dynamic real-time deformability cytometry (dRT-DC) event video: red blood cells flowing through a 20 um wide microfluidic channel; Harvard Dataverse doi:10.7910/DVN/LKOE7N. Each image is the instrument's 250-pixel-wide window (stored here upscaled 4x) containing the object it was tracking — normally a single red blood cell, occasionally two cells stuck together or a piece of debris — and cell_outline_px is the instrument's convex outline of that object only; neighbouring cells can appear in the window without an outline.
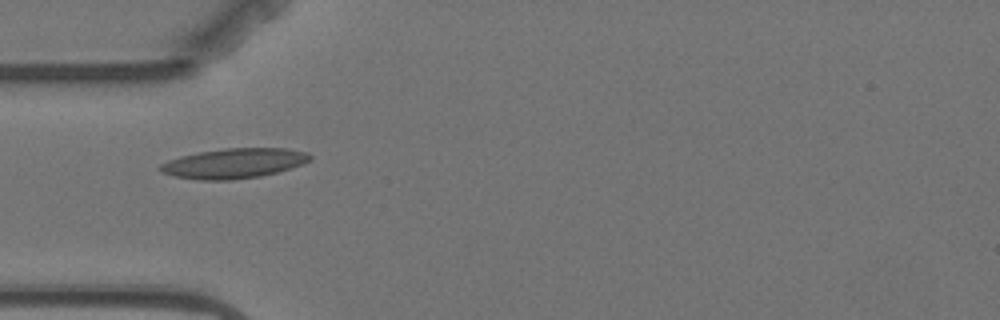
{"species": "Egyptian fruit bat (a non-hibernating species)", "species_latin": "Rousettus aegyptiacus", "temperature_condition": "warm", "stored_images_in_passage": 4, "camera_frame_rate_fps": 3000, "um_per_image_px": 0.085, "animal": {"sex": "female"}, "frame": {"image": 1, "passage_image": 1, "time_ms": 0.0, "image_size_px": [1000, 320], "cell_outline_px": [[312, 160], [304, 164], [276, 172], [260, 176], [232, 180], [196, 180], [172, 176], [160, 172], [156, 168], [160, 164], [168, 160], [180, 156], [200, 152], [224, 148], [288, 148], [308, 152], [312, 156]], "centroid_in_image_um": [19.87, 13.88], "position_along_channel_um": 65.1, "area_um2": 26.47}}
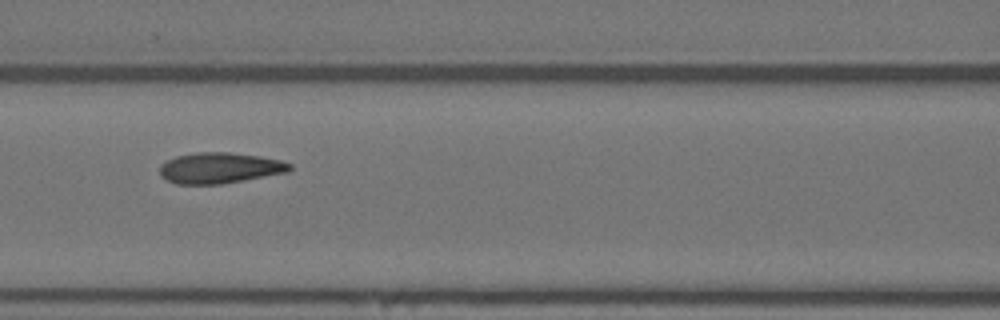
{"frame": {"image": 2, "passage_image": 3, "time_ms": 2.333, "image_size_px": [1000, 320], "cell_outline_px": [[292, 168], [288, 172], [244, 180], [220, 184], [176, 184], [160, 176], [160, 164], [176, 156], [196, 152], [228, 152], [260, 156], [280, 160], [292, 164]], "centroid_in_image_um": [18.67, 14.27], "position_along_channel_um": 147.9, "area_um2": 23.35}}
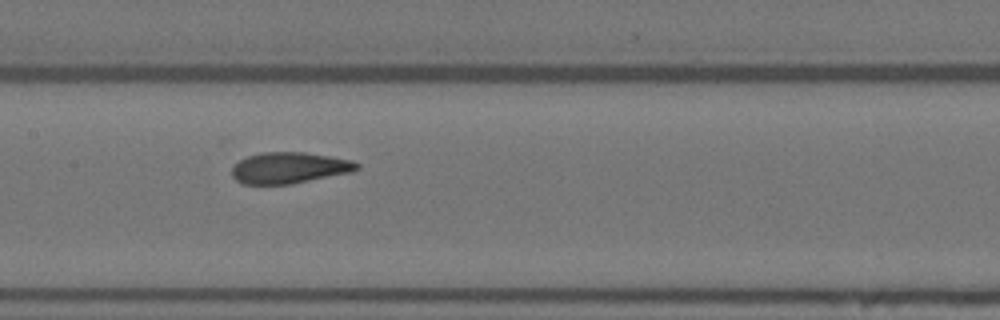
{"frame": {"image": 3, "passage_image": 4, "time_ms": 3.333, "image_size_px": [1000, 320], "cell_outline_px": [[360, 168], [352, 172], [292, 184], [244, 184], [236, 180], [232, 176], [232, 168], [240, 160], [248, 156], [260, 152], [304, 152], [352, 160], [360, 164]], "centroid_in_image_um": [24.61, 14.27], "position_along_channel_um": 182.8, "area_um2": 22.72}}